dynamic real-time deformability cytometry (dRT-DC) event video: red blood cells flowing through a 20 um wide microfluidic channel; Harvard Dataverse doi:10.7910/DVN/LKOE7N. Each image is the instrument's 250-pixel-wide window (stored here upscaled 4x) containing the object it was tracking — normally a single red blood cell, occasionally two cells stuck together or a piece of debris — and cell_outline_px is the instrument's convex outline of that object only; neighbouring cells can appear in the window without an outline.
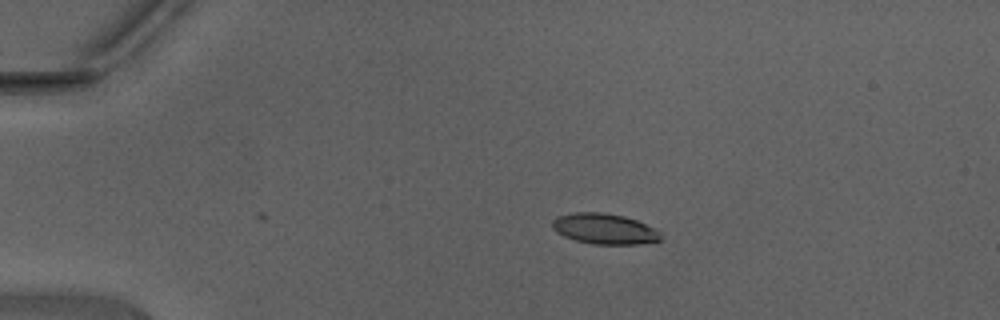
{"species": "Egyptian fruit bat (a non-hibernating species)", "species_latin": "Rousettus aegyptiacus", "temperature_condition": "warm", "stored_images_in_passage": 3, "camera_frame_rate_fps": 3000, "um_per_image_px": 0.085, "animal": {"sex": "male"}, "frame": {"image": 1, "passage_image": 3, "time_ms": 0.667, "image_size_px": [1000, 320], "cell_outline_px": [[664, 240], [640, 244], [592, 244], [576, 240], [564, 236], [556, 232], [552, 228], [552, 220], [556, 216], [572, 212], [600, 212], [624, 216], [636, 220], [656, 228], [660, 232]], "centroid_in_image_um": [51.39, 19.45], "position_along_channel_um": 33.6, "area_um2": 19.59}}